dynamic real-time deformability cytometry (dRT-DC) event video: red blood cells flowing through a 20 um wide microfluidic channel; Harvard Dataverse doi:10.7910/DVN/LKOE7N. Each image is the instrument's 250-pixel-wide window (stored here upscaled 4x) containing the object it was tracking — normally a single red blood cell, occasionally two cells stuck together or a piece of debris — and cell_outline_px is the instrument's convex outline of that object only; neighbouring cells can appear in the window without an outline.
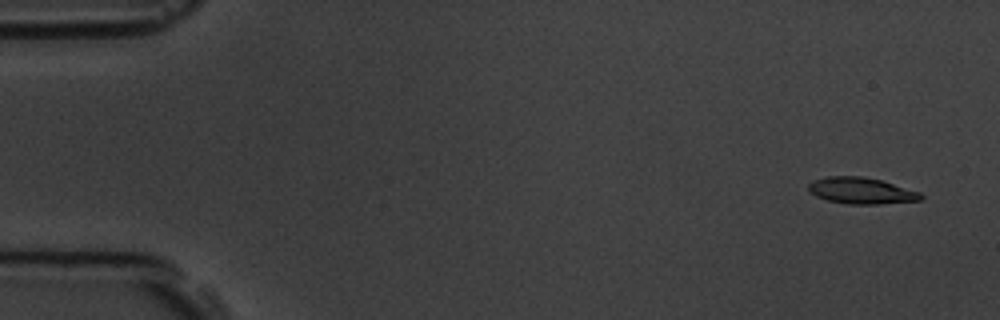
{"species": "common noctule bat (a hibernating species)", "species_latin": "Nyctalus noctula", "temperature_condition": "room temperature", "stored_images_in_passage": 7, "camera_frame_rate_fps": 3000, "um_per_image_px": 0.085, "animal": {"sex": "male", "body_mass_g": 19.5, "forearm_length_mm": 54.6}, "frame": {"image": 1, "passage_image": 1, "time_ms": 0.0, "image_size_px": [1000, 320], "cell_outline_px": [[924, 196], [920, 200], [880, 204], [848, 204], [828, 200], [816, 196], [808, 192], [808, 184], [812, 180], [828, 176], [864, 176], [880, 180], [920, 192]], "centroid_in_image_um": [73.17, 16.2], "position_along_channel_um": 11.8, "area_um2": 17.28}}
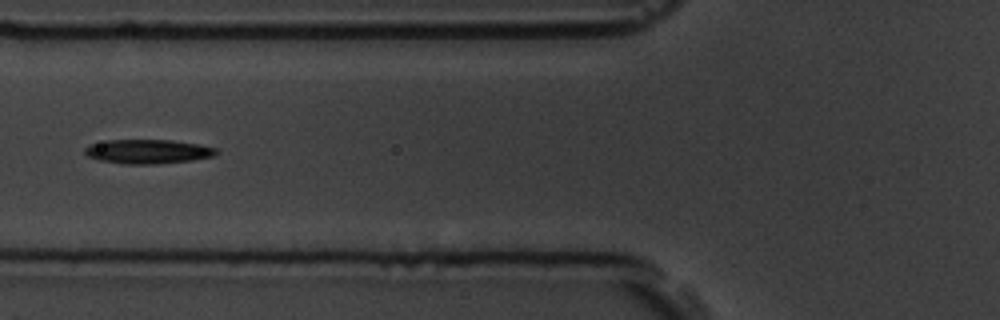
{"frame": {"image": 2, "passage_image": 6, "time_ms": 6.0, "image_size_px": [1000, 320], "cell_outline_px": [[220, 152], [212, 156], [192, 160], [156, 164], [124, 164], [100, 160], [88, 156], [84, 152], [84, 148], [88, 144], [108, 140], [172, 140], [200, 144], [216, 148]], "centroid_in_image_um": [12.57, 12.87], "position_along_channel_um": 113.2, "area_um2": 18.61}}
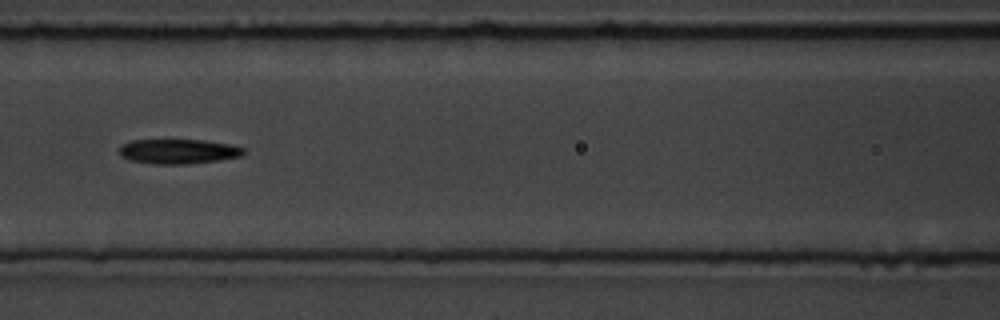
{"frame": {"image": 3, "passage_image": 7, "time_ms": 7.0, "image_size_px": [1000, 320], "cell_outline_px": [[244, 152], [240, 156], [216, 160], [184, 164], [152, 164], [128, 160], [120, 156], [120, 144], [132, 140], [204, 140], [232, 144], [244, 148]], "centroid_in_image_um": [15.1, 12.86], "position_along_channel_um": 151.5, "area_um2": 17.92}}